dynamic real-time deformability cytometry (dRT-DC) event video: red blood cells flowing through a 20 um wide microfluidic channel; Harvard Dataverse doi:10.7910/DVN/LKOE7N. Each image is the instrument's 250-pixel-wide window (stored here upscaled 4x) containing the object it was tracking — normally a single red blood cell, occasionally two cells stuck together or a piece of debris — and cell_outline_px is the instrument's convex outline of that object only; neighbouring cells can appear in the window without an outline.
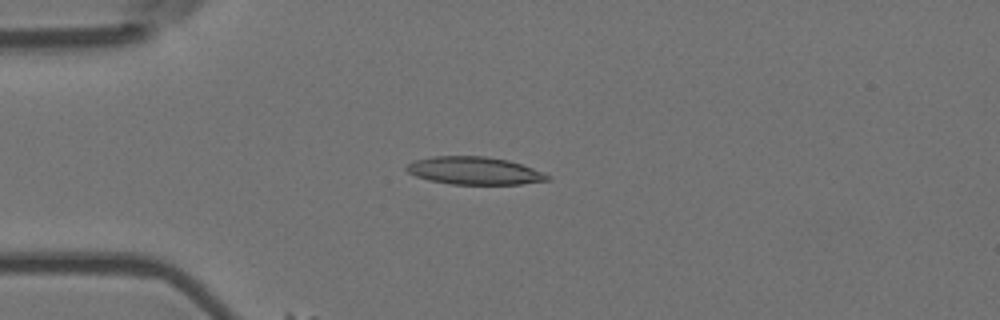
{"species": "Egyptian fruit bat (a non-hibernating species)", "species_latin": "Rousettus aegyptiacus", "temperature_condition": "room temperature", "stored_images_in_passage": 5, "camera_frame_rate_fps": 3000, "um_per_image_px": 0.085, "animal": {"sex": "female"}, "frame": {"image": 1, "passage_image": 3, "time_ms": 0.667, "image_size_px": [1000, 320], "cell_outline_px": [[552, 176], [548, 180], [520, 184], [452, 184], [428, 180], [416, 176], [408, 172], [404, 168], [408, 164], [416, 160], [432, 156], [484, 156], [508, 160], [544, 172]], "centroid_in_image_um": [40.32, 14.51], "position_along_channel_um": 44.7, "area_um2": 22.66}}